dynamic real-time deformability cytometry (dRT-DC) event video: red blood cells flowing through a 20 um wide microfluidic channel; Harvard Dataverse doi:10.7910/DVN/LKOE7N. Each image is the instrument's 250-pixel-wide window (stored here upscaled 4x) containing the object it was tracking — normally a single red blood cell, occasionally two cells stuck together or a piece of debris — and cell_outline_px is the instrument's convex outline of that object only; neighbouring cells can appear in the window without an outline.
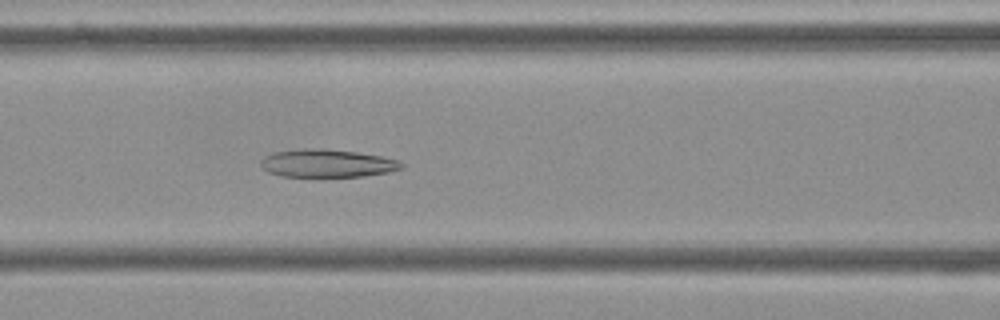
{"species": "Egyptian fruit bat (a non-hibernating species)", "species_latin": "Rousettus aegyptiacus", "temperature_condition": "cold", "stored_images_in_passage": 54, "camera_frame_rate_fps": 3000, "um_per_image_px": 0.085, "frame": {"image": 1, "passage_image": 22, "time_ms": 7.0, "image_size_px": [1000, 320], "cell_outline_px": [[404, 168], [388, 172], [364, 176], [320, 180], [312, 180], [280, 176], [268, 172], [260, 164], [260, 160], [264, 156], [272, 152], [304, 148], [320, 148], [356, 152], [380, 156], [396, 160], [404, 164]], "centroid_in_image_um": [27.74, 13.94], "position_along_channel_um": 138.9, "area_um2": 24.16}}
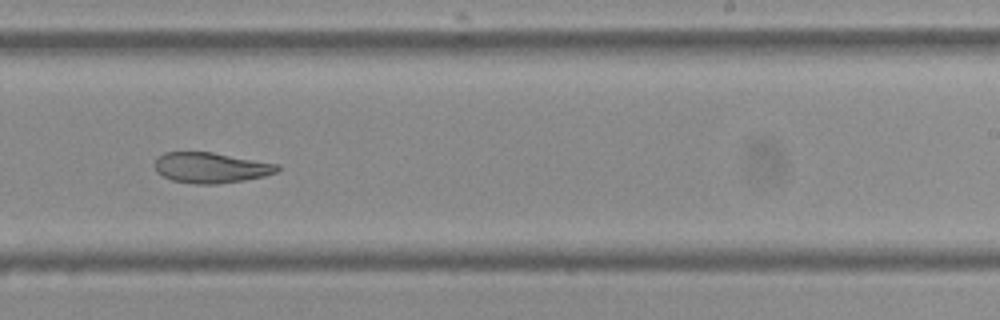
{"frame": {"image": 2, "passage_image": 33, "time_ms": 10.667, "image_size_px": [1000, 320], "cell_outline_px": [[280, 168], [276, 172], [264, 176], [244, 180], [216, 184], [196, 184], [172, 180], [156, 172], [156, 156], [164, 152], [212, 152], [280, 164]], "centroid_in_image_um": [17.93, 14.24], "position_along_channel_um": 271.1, "area_um2": 21.79}}
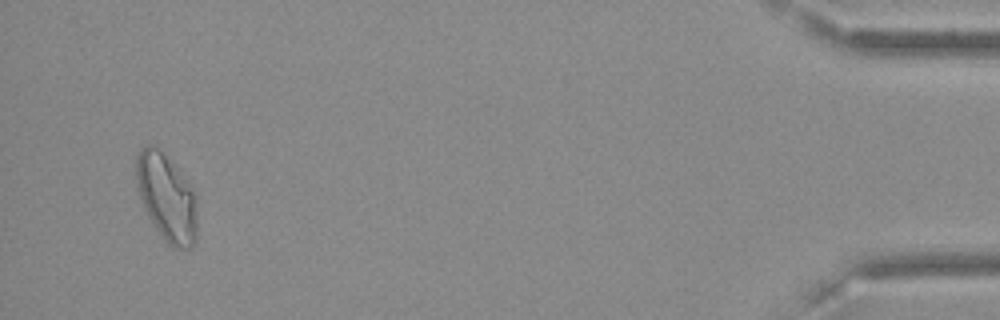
{"frame": {"image": 3, "passage_image": 52, "time_ms": 17.0, "image_size_px": [1000, 320], "cell_outline_px": [[196, 240], [188, 248], [172, 248], [164, 240], [148, 216], [140, 200], [136, 188], [132, 168], [136, 156], [140, 148], [144, 144], [156, 144], [176, 168], [192, 188], [196, 208]], "centroid_in_image_um": [14.07, 16.72], "position_along_channel_um": 421.1, "area_um2": 31.39}, "authors_computed_cell_mechanics": {"area_um2": 25.9233, "velocity_mm_per_s": 3.6145, "shape_relaxation_time_tau1_ms": null, "shape_relaxation_time_tau2_ms": 5.6267, "deformation_change_tau1": null, "deformation_change_tau2": 0.1077}}